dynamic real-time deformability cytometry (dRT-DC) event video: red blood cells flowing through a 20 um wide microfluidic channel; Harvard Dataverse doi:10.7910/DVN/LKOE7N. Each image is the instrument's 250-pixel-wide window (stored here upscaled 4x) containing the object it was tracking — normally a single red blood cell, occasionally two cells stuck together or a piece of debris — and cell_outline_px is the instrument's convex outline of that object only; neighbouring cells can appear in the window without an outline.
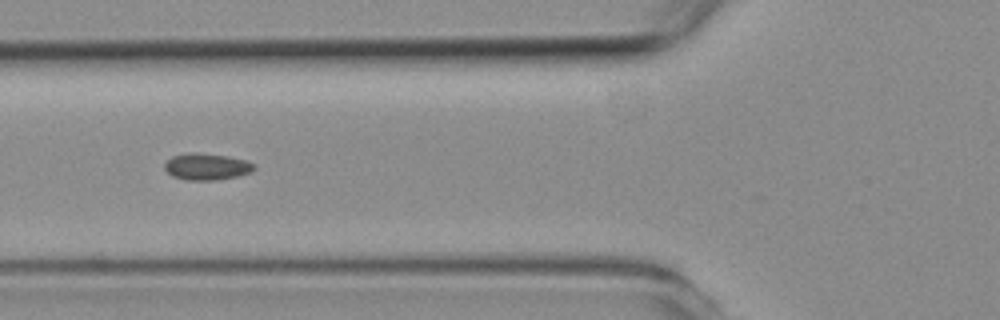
{"species": "common noctule bat (a hibernating species)", "species_latin": "Nyctalus noctula", "temperature_condition": "room temperature", "stored_images_in_passage": 6, "camera_frame_rate_fps": 3000, "um_per_image_px": 0.085, "animal": {"sex": "female", "body_mass_g": 19.3, "forearm_length_mm": 54.1}, "frame": {"image": 1, "passage_image": 6, "time_ms": 6.0, "image_size_px": [1000, 320], "cell_outline_px": [[256, 168], [252, 172], [236, 176], [216, 180], [188, 180], [172, 176], [164, 168], [164, 164], [172, 156], [192, 152], [196, 152], [228, 156], [244, 160], [256, 164]], "centroid_in_image_um": [17.58, 14.16], "position_along_channel_um": 108.2, "area_um2": 13.87}}